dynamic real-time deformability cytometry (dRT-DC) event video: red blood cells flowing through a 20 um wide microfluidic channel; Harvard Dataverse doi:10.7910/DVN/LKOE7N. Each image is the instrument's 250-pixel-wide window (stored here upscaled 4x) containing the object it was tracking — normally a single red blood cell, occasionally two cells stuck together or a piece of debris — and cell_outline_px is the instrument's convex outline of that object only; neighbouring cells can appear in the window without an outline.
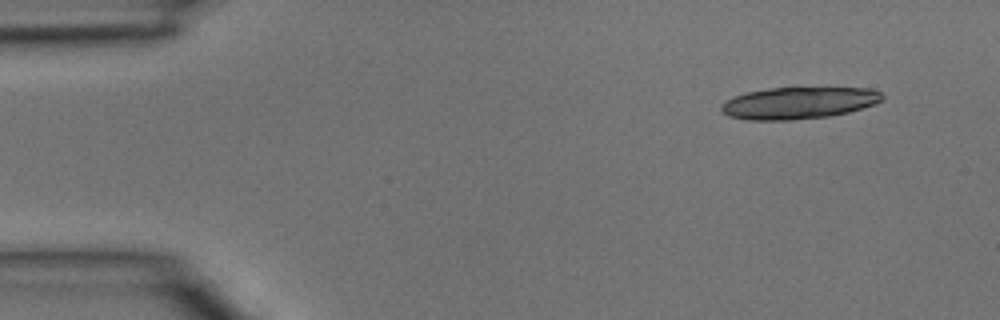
{"species": "common noctule bat (a hibernating species)", "species_latin": "Nyctalus noctula", "temperature_condition": "room temperature", "stored_images_in_passage": 4, "camera_frame_rate_fps": 3000, "um_per_image_px": 0.085, "animal": {"sex": "male", "body_mass_g": 15.6}, "frame": {"image": 1, "passage_image": 1, "time_ms": 0.0, "image_size_px": [1000, 320], "cell_outline_px": [[884, 96], [876, 104], [848, 112], [832, 116], [792, 120], [748, 120], [728, 116], [720, 108], [720, 104], [732, 96], [748, 92], [768, 88], [868, 88], [880, 92]], "centroid_in_image_um": [67.86, 8.76], "position_along_channel_um": 17.1, "area_um2": 29.94}}
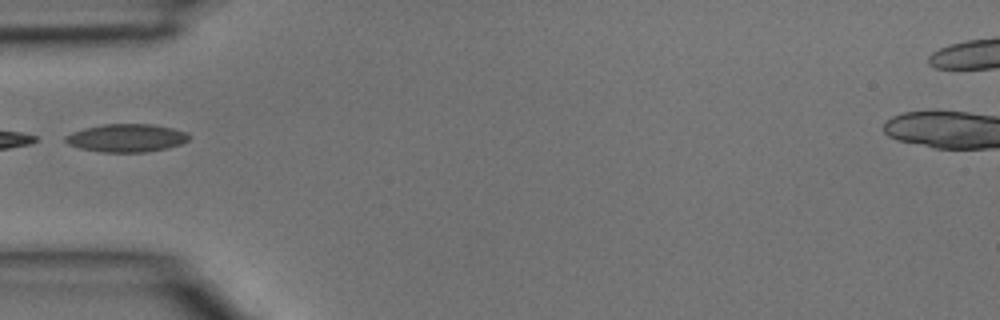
{"frame": {"image": 2, "passage_image": 4, "time_ms": 1.0, "image_size_px": [1000, 320], "cell_outline_px": [[192, 136], [188, 140], [180, 144], [168, 148], [144, 152], [104, 152], [80, 148], [68, 144], [64, 140], [64, 136], [72, 132], [84, 128], [104, 124], [152, 124], [172, 128], [188, 132]], "centroid_in_image_um": [10.77, 11.72], "position_along_channel_um": 74.2, "area_um2": 20.23}}